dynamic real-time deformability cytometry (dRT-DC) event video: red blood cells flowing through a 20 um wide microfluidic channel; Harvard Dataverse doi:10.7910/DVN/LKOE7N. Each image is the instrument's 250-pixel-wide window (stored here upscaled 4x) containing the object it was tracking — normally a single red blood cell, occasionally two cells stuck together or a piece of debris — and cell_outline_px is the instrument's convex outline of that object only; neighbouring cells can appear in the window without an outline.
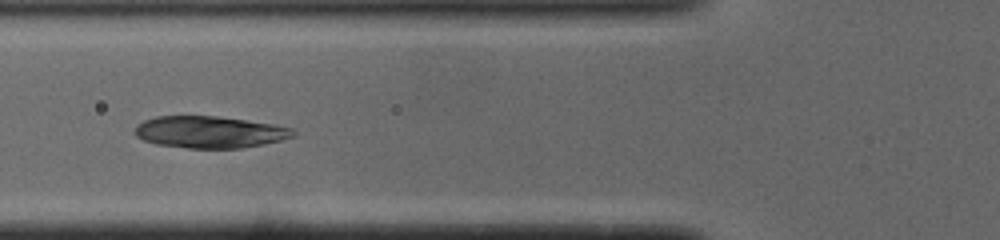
{"species": "common noctule bat (a hibernating species)", "species_latin": "Nyctalus noctula", "temperature_condition": "cold", "stored_images_in_passage": 24, "camera_frame_rate_fps": 3000, "um_per_image_px": 0.085, "animal": {"sex": "male", "body_mass_g": 19.0, "forearm_length_mm": 50.8}, "frame": {"image": 1, "passage_image": 17, "time_ms": 5.333, "image_size_px": [1000, 240], "cell_outline_px": [[296, 136], [264, 144], [240, 148], [188, 148], [156, 144], [144, 140], [136, 136], [132, 132], [136, 124], [144, 120], [156, 116], [216, 116], [272, 124], [292, 128], [296, 132]], "centroid_in_image_um": [17.78, 11.22], "position_along_channel_um": 108.0, "area_um2": 29.42}}